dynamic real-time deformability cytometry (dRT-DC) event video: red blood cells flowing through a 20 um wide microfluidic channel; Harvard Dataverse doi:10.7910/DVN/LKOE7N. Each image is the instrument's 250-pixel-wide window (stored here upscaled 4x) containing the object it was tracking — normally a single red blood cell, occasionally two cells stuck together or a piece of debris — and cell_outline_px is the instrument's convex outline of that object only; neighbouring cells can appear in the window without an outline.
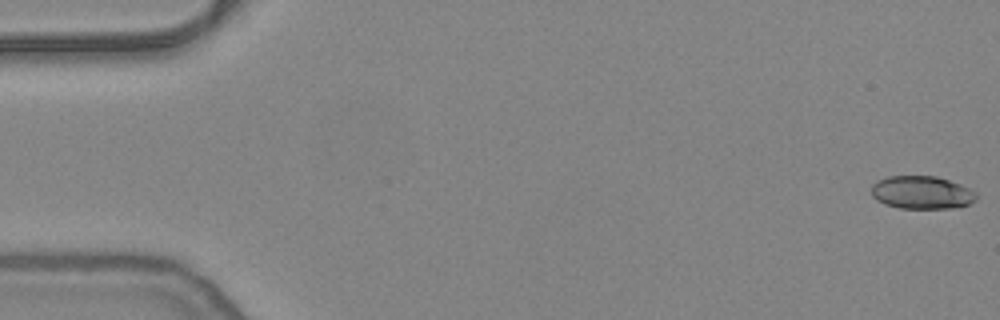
{"species": "common noctule bat (a hibernating species)", "species_latin": "Nyctalus noctula", "temperature_condition": "warm", "stored_images_in_passage": 14, "camera_frame_rate_fps": 3000, "um_per_image_px": 0.085, "animal": {"sex": "female", "body_mass_g": 24.6, "forearm_length_mm": 56.2}, "frame": {"image": 1, "passage_image": 1, "time_ms": 0.0, "image_size_px": [1000, 320], "cell_outline_px": [[976, 200], [968, 204], [956, 208], [900, 208], [884, 204], [876, 200], [872, 196], [872, 184], [888, 176], [936, 176], [960, 184], [976, 192]], "centroid_in_image_um": [78.35, 16.37], "position_along_channel_um": 6.7, "area_um2": 20.11}}
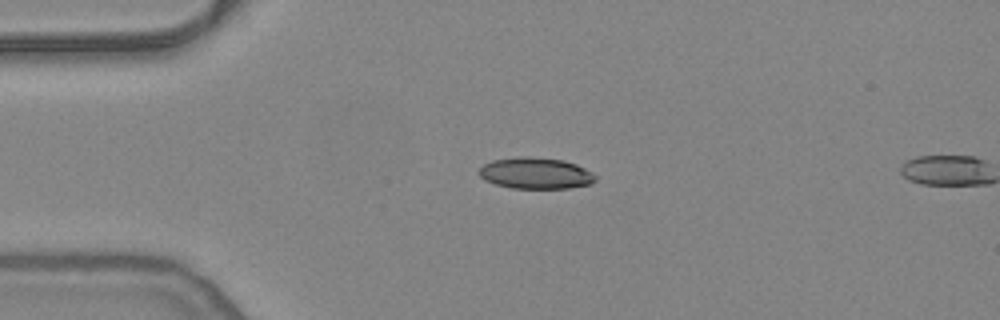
{"frame": {"image": 2, "passage_image": 13, "time_ms": 4.0, "image_size_px": [1000, 320], "cell_outline_px": [[596, 180], [592, 184], [568, 188], [512, 188], [496, 184], [484, 180], [480, 176], [480, 168], [484, 164], [492, 160], [520, 156], [528, 156], [564, 160], [576, 164], [584, 168], [596, 176]], "centroid_in_image_um": [45.53, 14.72], "position_along_channel_um": 39.5, "area_um2": 21.21}}